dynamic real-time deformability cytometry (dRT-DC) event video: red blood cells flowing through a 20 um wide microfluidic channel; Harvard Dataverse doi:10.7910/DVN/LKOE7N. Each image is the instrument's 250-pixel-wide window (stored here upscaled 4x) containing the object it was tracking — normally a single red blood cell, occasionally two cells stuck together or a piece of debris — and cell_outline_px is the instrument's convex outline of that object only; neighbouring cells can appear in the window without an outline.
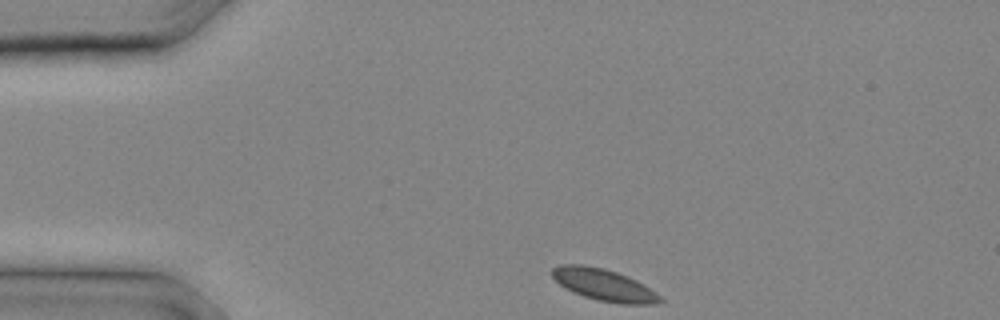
{"species": "common noctule bat (a hibernating species)", "species_latin": "Nyctalus noctula", "temperature_condition": "cold", "stored_images_in_passage": 7, "camera_frame_rate_fps": 3000, "um_per_image_px": 0.085, "animal": {"sex": "male", "body_mass_g": 20.4}, "frame": {"image": 1, "passage_image": 1, "time_ms": 0.0, "image_size_px": [1000, 320], "cell_outline_px": [[664, 300], [656, 304], [620, 304], [596, 300], [572, 292], [560, 284], [552, 276], [552, 268], [560, 264], [584, 264], [604, 268], [628, 276], [636, 280], [656, 292]], "centroid_in_image_um": [51.33, 24.21], "position_along_channel_um": 33.7, "area_um2": 20.11}}
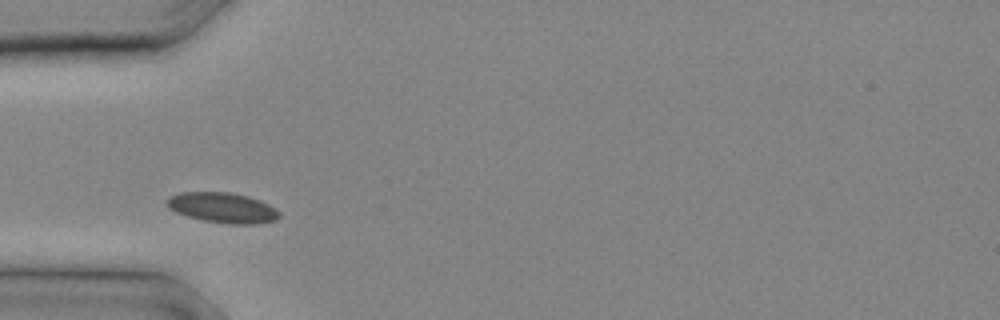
{"frame": {"image": 2, "passage_image": 4, "time_ms": 1.0, "image_size_px": [1000, 320], "cell_outline_px": [[280, 216], [276, 220], [256, 224], [232, 224], [204, 220], [188, 216], [176, 212], [168, 208], [164, 204], [168, 196], [180, 192], [228, 192], [248, 196], [260, 200], [276, 208], [280, 212]], "centroid_in_image_um": [18.91, 17.64], "position_along_channel_um": 66.1, "area_um2": 19.94}}